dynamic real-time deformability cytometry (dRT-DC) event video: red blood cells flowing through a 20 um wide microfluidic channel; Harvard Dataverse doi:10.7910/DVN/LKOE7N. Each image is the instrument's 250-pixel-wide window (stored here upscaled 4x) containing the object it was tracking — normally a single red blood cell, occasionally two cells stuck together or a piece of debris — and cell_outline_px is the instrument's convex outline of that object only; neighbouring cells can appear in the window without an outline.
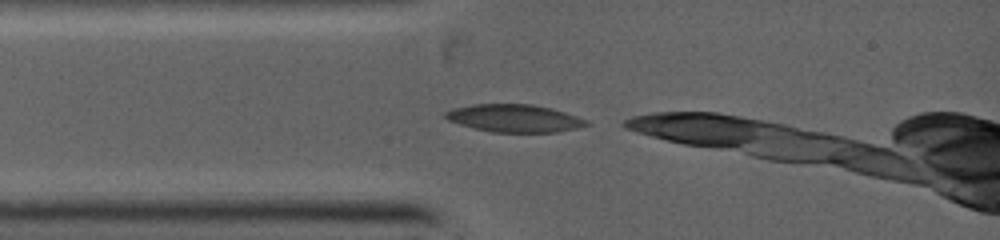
{"species": "common noctule bat (a hibernating species)", "species_latin": "Nyctalus noctula", "temperature_condition": "warm", "stored_images_in_passage": 6, "camera_frame_rate_fps": 5000, "um_per_image_px": 0.085, "animal": {"sex": "female", "body_mass_g": 19.0, "forearm_length_mm": 53.3}, "frame": {"image": 1, "passage_image": 1, "time_ms": 0.0, "image_size_px": [1000, 240], "cell_outline_px": [[588, 124], [576, 128], [556, 132], [492, 132], [460, 124], [448, 120], [444, 116], [444, 112], [452, 108], [472, 104], [532, 104], [552, 108], [588, 120]], "centroid_in_image_um": [43.7, 10.04], "position_along_channel_um": 41.3, "area_um2": 22.6}}
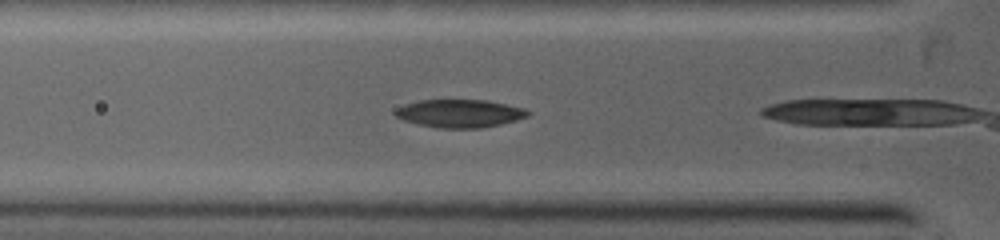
{"frame": {"image": 2, "passage_image": 4, "time_ms": 1.0, "image_size_px": [1000, 240], "cell_outline_px": [[528, 116], [516, 120], [500, 124], [480, 128], [440, 128], [420, 124], [404, 120], [396, 116], [396, 108], [404, 104], [420, 100], [488, 100], [524, 108], [528, 112]], "centroid_in_image_um": [39.07, 9.63], "position_along_channel_um": 86.7, "area_um2": 21.39}}